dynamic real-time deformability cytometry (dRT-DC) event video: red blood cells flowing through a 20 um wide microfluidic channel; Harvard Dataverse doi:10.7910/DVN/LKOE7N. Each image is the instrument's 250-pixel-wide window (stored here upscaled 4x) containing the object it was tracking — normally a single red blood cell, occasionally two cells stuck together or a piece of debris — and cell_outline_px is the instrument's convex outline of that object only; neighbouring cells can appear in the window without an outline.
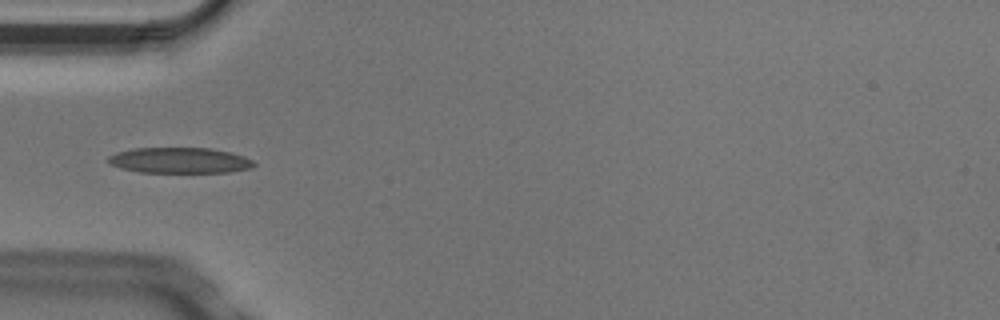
{"species": "Egyptian fruit bat (a non-hibernating species)", "species_latin": "Rousettus aegyptiacus", "temperature_condition": "cold", "stored_images_in_passage": 4, "camera_frame_rate_fps": 3000, "um_per_image_px": 0.085, "animal": {"sex": "male"}, "frame": {"image": 1, "passage_image": 4, "time_ms": 1.0, "image_size_px": [1000, 320], "cell_outline_px": [[256, 164], [252, 168], [232, 172], [140, 172], [120, 168], [104, 160], [108, 156], [116, 152], [132, 148], [212, 148], [232, 152], [244, 156], [252, 160]], "centroid_in_image_um": [15.27, 13.62], "position_along_channel_um": 69.7, "area_um2": 22.02}}